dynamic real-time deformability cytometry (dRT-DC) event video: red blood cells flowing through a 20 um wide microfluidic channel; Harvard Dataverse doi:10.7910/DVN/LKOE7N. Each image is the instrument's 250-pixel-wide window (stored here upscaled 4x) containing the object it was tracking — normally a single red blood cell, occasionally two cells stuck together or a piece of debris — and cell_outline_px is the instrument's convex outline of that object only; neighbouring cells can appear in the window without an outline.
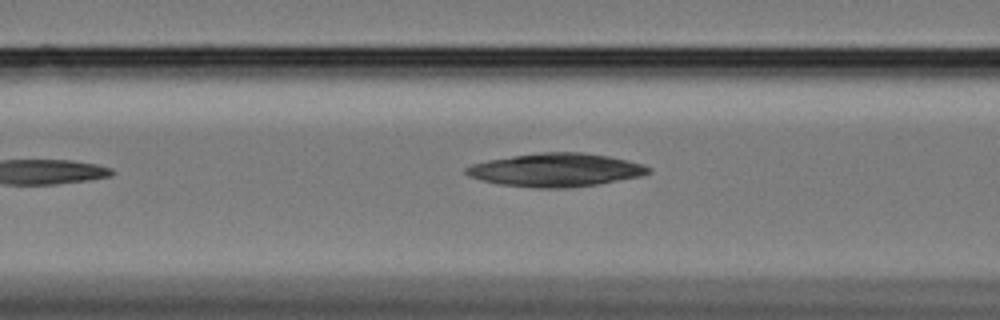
{"species": "Egyptian fruit bat (a non-hibernating species)", "species_latin": "Rousettus aegyptiacus", "temperature_condition": "cold", "stored_images_in_passage": 31, "camera_frame_rate_fps": 3000, "um_per_image_px": 0.085, "animal": {"sex": "female"}, "frame": {"image": 1, "passage_image": 5, "time_ms": 1.333, "image_size_px": [1000, 320], "cell_outline_px": [[652, 172], [644, 176], [596, 184], [568, 188], [536, 188], [500, 184], [468, 176], [464, 172], [464, 168], [472, 164], [488, 160], [512, 156], [540, 152], [584, 152], [608, 156], [628, 160], [644, 164], [652, 168]], "centroid_in_image_um": [47.3, 14.44], "position_along_channel_um": 119.3, "area_um2": 35.55}, "authors_computed_cell_mechanics": {"area_um2": 19.941, "velocity_mm_per_s": 3.3135, "shape_relaxation_time_tau1_ms": 10.3787, "shape_relaxation_time_tau2_ms": 1.187, "deformation_change_tau1": 0.2071, "deformation_change_tau2": 0.1263}}